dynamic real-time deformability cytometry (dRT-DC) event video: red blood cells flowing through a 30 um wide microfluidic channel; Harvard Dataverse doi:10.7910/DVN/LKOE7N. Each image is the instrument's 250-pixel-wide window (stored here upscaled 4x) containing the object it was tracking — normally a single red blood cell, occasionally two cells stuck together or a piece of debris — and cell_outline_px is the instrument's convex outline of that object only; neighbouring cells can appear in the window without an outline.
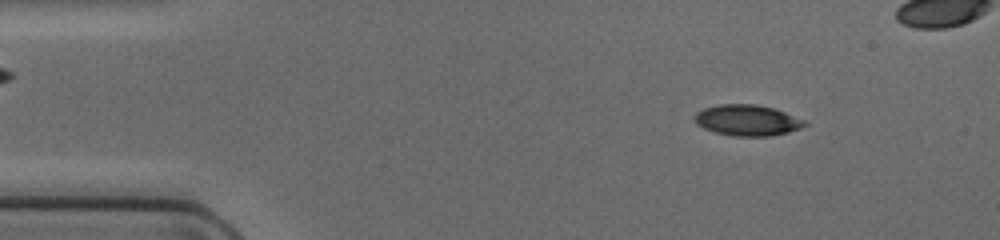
{"species": "common noctule bat (a hibernating species)", "species_latin": "Nyctalus noctula", "temperature_condition": "cold", "stored_images_in_passage": 48, "camera_frame_rate_fps": 3000, "um_per_image_px": 0.085, "animal": {"sex": "female", "body_mass_g": 17.0, "forearm_length_mm": 48.0}, "frame": {"image": 1, "passage_image": 6, "time_ms": 1.667, "image_size_px": [1000, 240], "cell_outline_px": [[808, 124], [800, 128], [788, 132], [772, 136], [732, 136], [716, 132], [704, 128], [696, 124], [696, 112], [704, 108], [720, 104], [756, 104], [776, 108], [804, 120]], "centroid_in_image_um": [63.54, 10.22], "position_along_channel_um": 21.5, "area_um2": 19.83}}
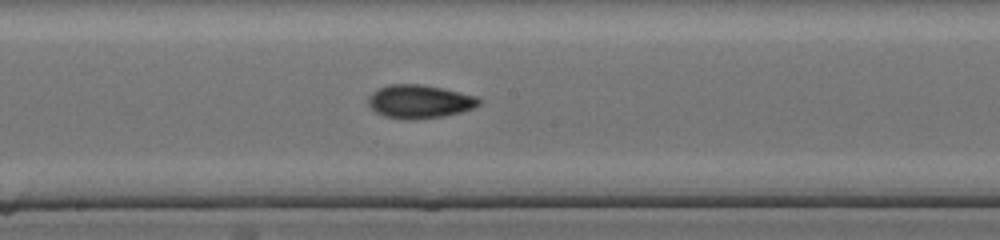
{"frame": {"image": 2, "passage_image": 25, "time_ms": 8.0, "image_size_px": [1000, 240], "cell_outline_px": [[484, 100], [480, 104], [472, 108], [460, 112], [444, 116], [416, 120], [408, 120], [384, 116], [376, 112], [368, 104], [368, 96], [372, 92], [388, 84], [420, 84], [444, 88], [476, 96]], "centroid_in_image_um": [35.67, 8.63], "position_along_channel_um": 212.5, "area_um2": 21.73}}
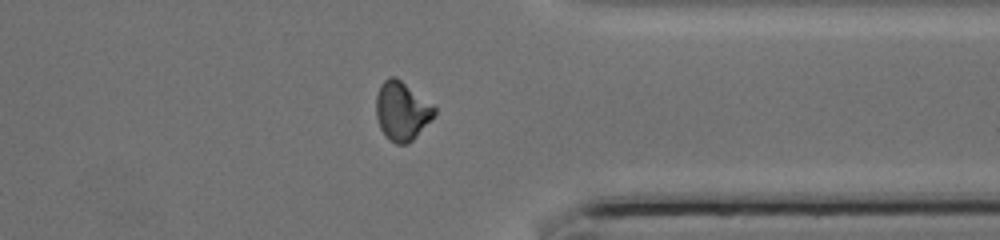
{"frame": {"image": 3, "passage_image": 37, "time_ms": 12.0, "image_size_px": [1000, 240], "cell_outline_px": [[436, 112], [416, 136], [408, 144], [396, 144], [388, 140], [384, 136], [380, 128], [376, 116], [376, 96], [380, 84], [388, 76], [396, 76], [436, 108]], "centroid_in_image_um": [34.11, 9.43], "position_along_channel_um": 377.3, "area_um2": 19.83}}